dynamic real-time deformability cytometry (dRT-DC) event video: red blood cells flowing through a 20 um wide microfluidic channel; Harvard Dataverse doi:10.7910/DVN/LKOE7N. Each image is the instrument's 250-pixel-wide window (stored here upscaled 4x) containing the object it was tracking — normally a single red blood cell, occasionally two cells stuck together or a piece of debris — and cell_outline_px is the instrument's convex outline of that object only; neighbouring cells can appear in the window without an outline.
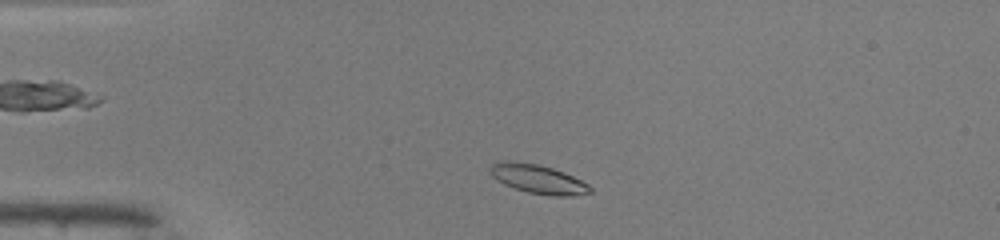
{"species": "common noctule bat (a hibernating species)", "species_latin": "Nyctalus noctula", "temperature_condition": "warm", "stored_images_in_passage": 43, "camera_frame_rate_fps": 3000, "um_per_image_px": 0.085, "animal": {"sex": "male", "body_mass_g": 19.0, "forearm_length_mm": 50.8}, "frame": {"image": 1, "passage_image": 5, "time_ms": 1.333, "image_size_px": [1000, 240], "cell_outline_px": [[592, 192], [576, 196], [552, 196], [528, 192], [504, 184], [496, 180], [488, 172], [492, 164], [504, 160], [536, 164], [552, 168], [564, 172], [588, 184], [592, 188]], "centroid_in_image_um": [45.74, 15.23], "position_along_channel_um": 39.3, "area_um2": 16.82}}
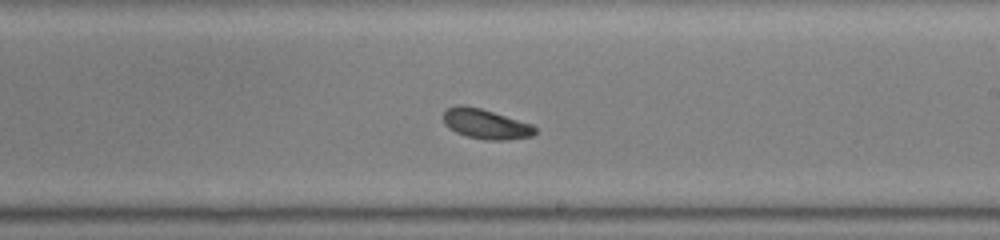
{"frame": {"image": 2, "passage_image": 23, "time_ms": 7.333, "image_size_px": [1000, 240], "cell_outline_px": [[536, 132], [532, 136], [508, 140], [488, 140], [468, 136], [456, 132], [444, 124], [444, 112], [448, 108], [460, 104], [480, 108], [532, 124], [536, 128]], "centroid_in_image_um": [41.3, 10.54], "position_along_channel_um": 247.7, "area_um2": 15.78}}
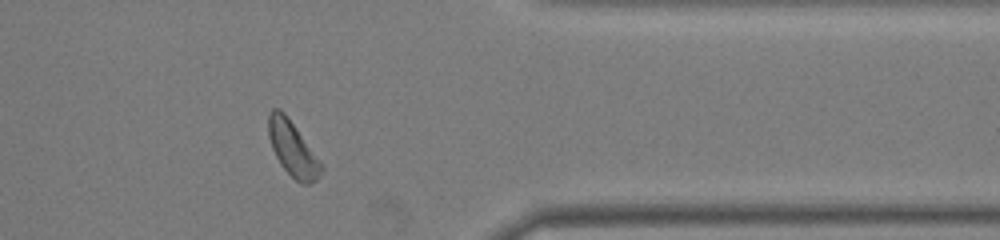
{"frame": {"image": 3, "passage_image": 34, "time_ms": 11.0, "image_size_px": [1000, 240], "cell_outline_px": [[324, 168], [316, 180], [308, 184], [300, 184], [280, 164], [272, 148], [268, 136], [268, 112], [272, 108], [280, 108], [284, 112], [324, 164]], "centroid_in_image_um": [24.88, 12.63], "position_along_channel_um": 386.5, "area_um2": 16.99}, "authors_computed_cell_mechanics": {"area_um2": 16.4152, "velocity_mm_per_s": 4.0928, "shape_relaxation_time_tau1_ms": 2.3272, "shape_relaxation_time_tau2_ms": 10.9069, "deformation_change_tau1": 0.1136, "deformation_change_tau2": 0.1742}}